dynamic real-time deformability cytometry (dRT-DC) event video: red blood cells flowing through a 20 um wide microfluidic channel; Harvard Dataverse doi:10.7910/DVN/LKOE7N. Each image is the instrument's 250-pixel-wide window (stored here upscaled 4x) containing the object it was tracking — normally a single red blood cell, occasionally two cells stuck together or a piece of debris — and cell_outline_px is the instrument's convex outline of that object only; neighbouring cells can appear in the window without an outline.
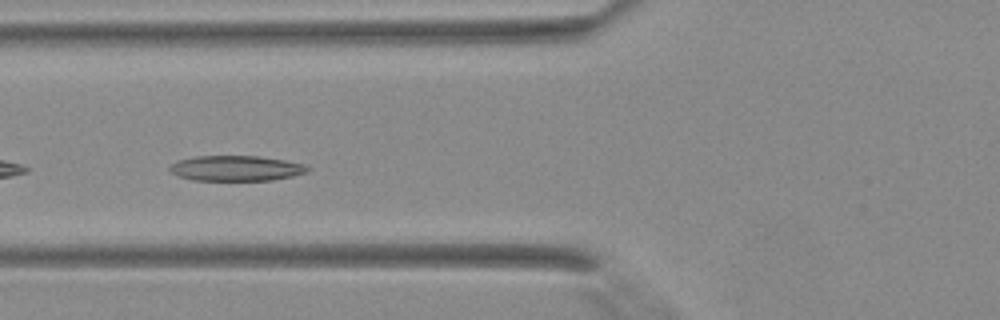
{"species": "Egyptian fruit bat (a non-hibernating species)", "species_latin": "Rousettus aegyptiacus", "temperature_condition": "warm", "stored_images_in_passage": 4, "camera_frame_rate_fps": 3000, "um_per_image_px": 0.085, "animal": {"sex": "female"}, "frame": {"image": 1, "passage_image": 4, "time_ms": 1.0, "image_size_px": [1000, 320], "cell_outline_px": [[312, 168], [308, 172], [292, 176], [272, 180], [192, 180], [176, 176], [168, 168], [176, 160], [196, 156], [260, 156], [284, 160], [304, 164]], "centroid_in_image_um": [20.06, 14.3], "position_along_channel_um": 105.7, "area_um2": 20.46}}